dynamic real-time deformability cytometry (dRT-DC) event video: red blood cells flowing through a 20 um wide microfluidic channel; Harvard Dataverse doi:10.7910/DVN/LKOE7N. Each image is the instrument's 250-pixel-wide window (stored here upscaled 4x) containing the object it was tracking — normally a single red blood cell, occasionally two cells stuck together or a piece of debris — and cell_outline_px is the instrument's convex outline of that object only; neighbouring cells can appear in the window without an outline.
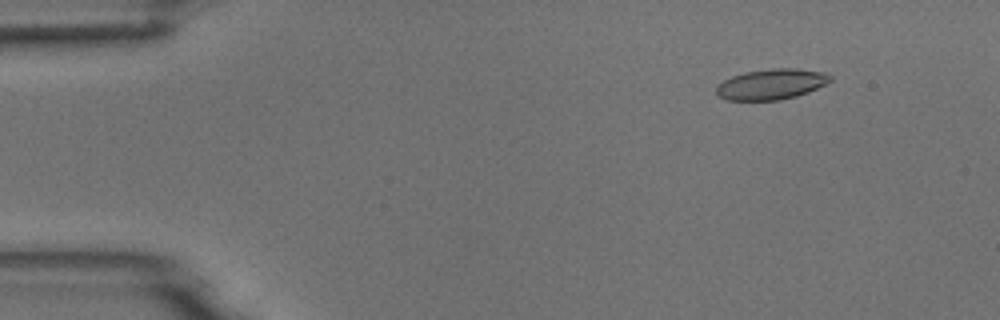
{"species": "common noctule bat (a hibernating species)", "species_latin": "Nyctalus noctula", "temperature_condition": "room temperature", "stored_images_in_passage": 53, "camera_frame_rate_fps": 3000, "um_per_image_px": 0.085, "animal": {"sex": "male", "body_mass_g": 18.8}, "frame": {"image": 1, "passage_image": 6, "time_ms": 1.667, "image_size_px": [1000, 320], "cell_outline_px": [[832, 80], [808, 92], [796, 96], [780, 100], [728, 100], [720, 96], [716, 92], [716, 88], [724, 80], [732, 76], [744, 72], [772, 68], [796, 68], [824, 72], [832, 76]], "centroid_in_image_um": [65.58, 7.15], "position_along_channel_um": 19.4, "area_um2": 20.17}}
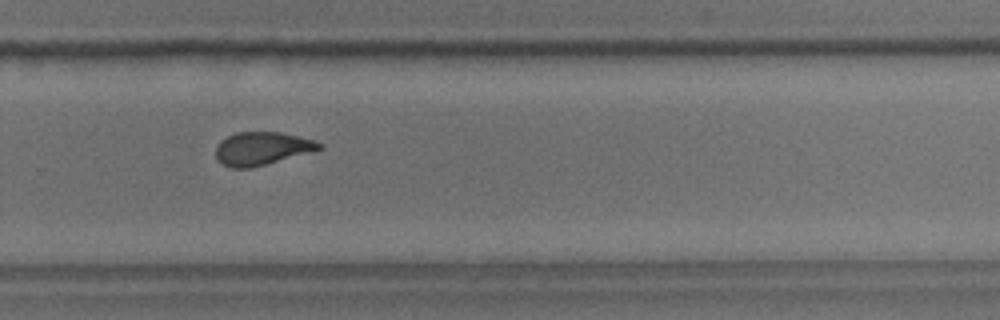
{"frame": {"image": 2, "passage_image": 36, "time_ms": 11.667, "image_size_px": [1000, 320], "cell_outline_px": [[324, 148], [252, 168], [228, 168], [220, 164], [216, 160], [216, 148], [220, 140], [236, 132], [280, 132], [312, 140], [324, 144]], "centroid_in_image_um": [22.21, 12.64], "position_along_channel_um": 307.6, "area_um2": 20.0}}
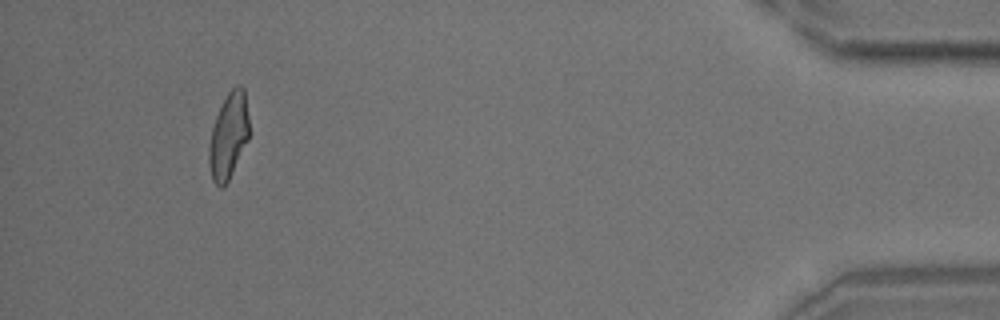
{"frame": {"image": 3, "passage_image": 50, "time_ms": 16.333, "image_size_px": [1000, 320], "cell_outline_px": [[248, 140], [224, 188], [220, 188], [212, 180], [208, 164], [208, 148], [212, 128], [216, 116], [228, 92], [236, 84], [240, 84], [244, 88], [248, 116]], "centroid_in_image_um": [19.41, 11.56], "position_along_channel_um": 415.8, "area_um2": 20.0}, "authors_computed_cell_mechanics": {"area_um2": 20.5768, "velocity_mm_per_s": 3.7536, "shape_relaxation_time_tau1_ms": 6.383, "shape_relaxation_time_tau2_ms": 1.6823, "deformation_change_tau1": 0.1768, "deformation_change_tau2": 0.0766}}